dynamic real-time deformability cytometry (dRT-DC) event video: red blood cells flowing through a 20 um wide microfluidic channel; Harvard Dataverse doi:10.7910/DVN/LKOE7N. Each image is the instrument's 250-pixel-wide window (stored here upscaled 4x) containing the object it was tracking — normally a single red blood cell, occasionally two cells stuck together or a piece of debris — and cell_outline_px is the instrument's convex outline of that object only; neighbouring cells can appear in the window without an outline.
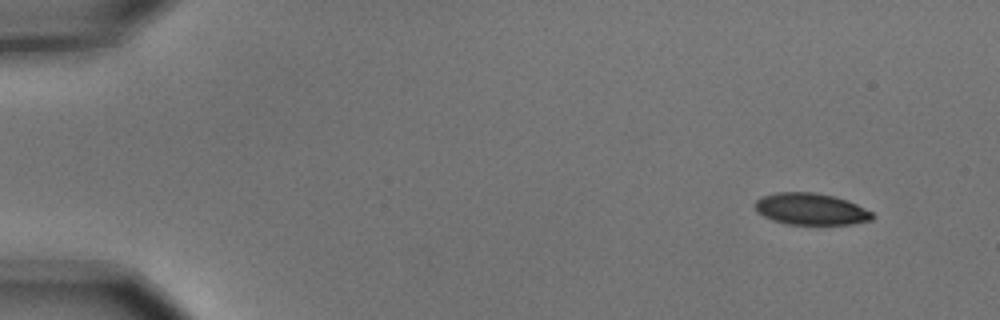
{"species": "common noctule bat (a hibernating species)", "species_latin": "Nyctalus noctula", "temperature_condition": "cold", "stored_images_in_passage": 7, "camera_frame_rate_fps": 3000, "um_per_image_px": 0.085, "animal": {"sex": "male", "body_mass_g": 15.6}, "frame": {"image": 1, "passage_image": 1, "time_ms": 0.0, "image_size_px": [1000, 320], "cell_outline_px": [[876, 216], [872, 220], [852, 224], [784, 224], [772, 220], [756, 212], [752, 204], [760, 196], [776, 192], [816, 192], [848, 200], [872, 212]], "centroid_in_image_um": [68.88, 17.76], "position_along_channel_um": 16.1, "area_um2": 21.96}}
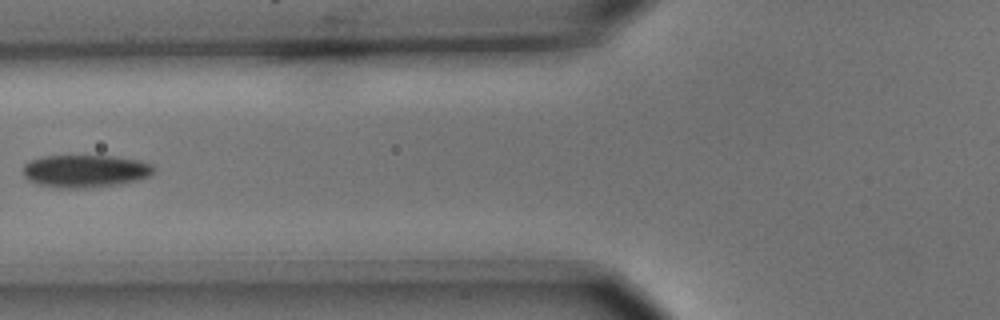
{"frame": {"image": 2, "passage_image": 6, "time_ms": 1.667, "image_size_px": [1000, 320], "cell_outline_px": [[156, 168], [148, 176], [136, 180], [120, 184], [84, 188], [56, 188], [40, 184], [28, 180], [24, 176], [24, 164], [28, 160], [40, 156], [112, 156], [140, 160], [152, 164]], "centroid_in_image_um": [7.23, 14.53], "position_along_channel_um": 118.6, "area_um2": 24.91}}
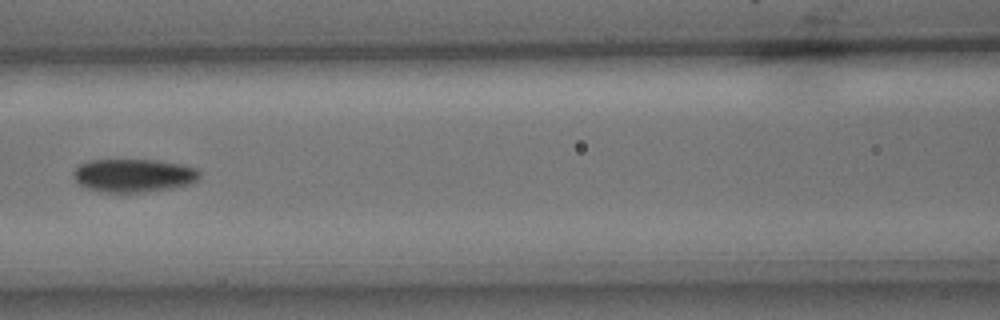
{"frame": {"image": 3, "passage_image": 7, "time_ms": 2.0, "image_size_px": [1000, 320], "cell_outline_px": [[200, 176], [196, 180], [188, 184], [172, 188], [144, 192], [100, 192], [88, 188], [80, 184], [72, 176], [72, 172], [80, 164], [88, 160], [156, 160], [180, 164], [196, 168], [200, 172]], "centroid_in_image_um": [11.33, 14.91], "position_along_channel_um": 155.3, "area_um2": 24.39}}